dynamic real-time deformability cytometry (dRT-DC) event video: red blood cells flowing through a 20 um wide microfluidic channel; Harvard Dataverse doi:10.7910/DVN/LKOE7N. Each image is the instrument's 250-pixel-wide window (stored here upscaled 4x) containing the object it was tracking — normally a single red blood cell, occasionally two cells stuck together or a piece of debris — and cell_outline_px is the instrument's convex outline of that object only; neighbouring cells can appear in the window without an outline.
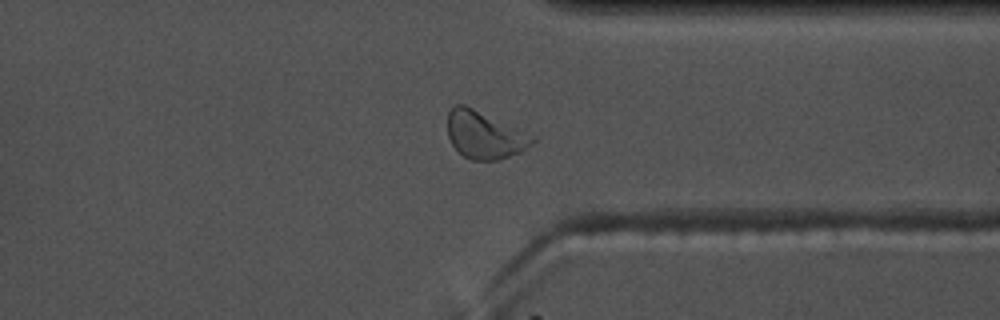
{"species": "common noctule bat (a hibernating species)", "species_latin": "Nyctalus noctula", "temperature_condition": "warm", "stored_images_in_passage": 56, "camera_frame_rate_fps": 3000, "um_per_image_px": 0.085, "animal": {"sex": "male", "body_mass_g": 17.5, "forearm_length_mm": 52.3}, "frame": {"image": 1, "passage_image": 43, "time_ms": 14.0, "image_size_px": [1000, 320], "cell_outline_px": [[536, 140], [532, 144], [520, 152], [500, 160], [472, 160], [464, 156], [452, 144], [448, 136], [448, 112], [456, 104], [464, 104], [536, 136]], "centroid_in_image_um": [41.2, 11.48], "position_along_channel_um": 370.2, "area_um2": 23.35}}
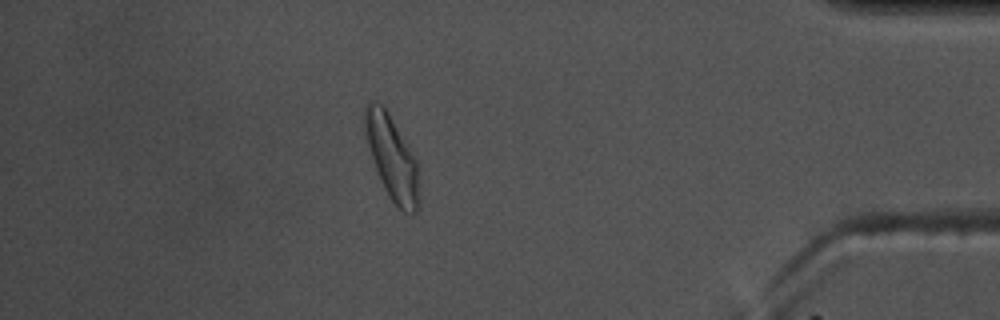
{"frame": {"image": 2, "passage_image": 49, "time_ms": 16.0, "image_size_px": [1000, 320], "cell_outline_px": [[420, 208], [416, 212], [404, 212], [388, 196], [384, 188], [376, 168], [364, 132], [364, 104], [368, 100], [372, 100], [380, 104], [388, 112], [412, 152], [416, 160]], "centroid_in_image_um": [33.31, 13.38], "position_along_channel_um": 401.9, "area_um2": 26.18}, "authors_computed_cell_mechanics": {"area_um2": 22.253, "velocity_mm_per_s": 3.6119, "shape_relaxation_time_tau1_ms": 3.1805, "shape_relaxation_time_tau2_ms": 1.0961, "deformation_change_tau1": 0.1166, "deformation_change_tau2": 0.0675}}